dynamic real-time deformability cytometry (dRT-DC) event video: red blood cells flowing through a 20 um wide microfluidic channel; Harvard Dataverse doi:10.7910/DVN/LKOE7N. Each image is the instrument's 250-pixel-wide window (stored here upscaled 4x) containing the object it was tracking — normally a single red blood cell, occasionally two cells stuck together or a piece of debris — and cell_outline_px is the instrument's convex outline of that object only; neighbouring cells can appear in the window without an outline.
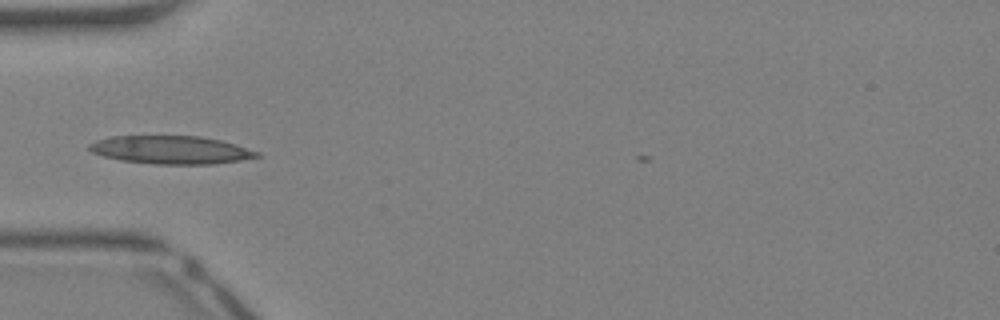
{"species": "Egyptian fruit bat (a non-hibernating species)", "species_latin": "Rousettus aegyptiacus", "temperature_condition": "warm", "stored_images_in_passage": 28, "camera_frame_rate_fps": 3000, "um_per_image_px": 0.085, "animal": {"sex": "female"}, "frame": {"image": 1, "passage_image": 1, "time_ms": 0.0, "image_size_px": [1000, 320], "cell_outline_px": [[264, 156], [240, 160], [212, 164], [156, 164], [120, 160], [104, 156], [92, 152], [88, 148], [88, 144], [96, 140], [112, 136], [200, 136], [220, 140], [236, 144], [260, 152]], "centroid_in_image_um": [14.56, 12.74], "position_along_channel_um": 70.4, "area_um2": 27.51}}
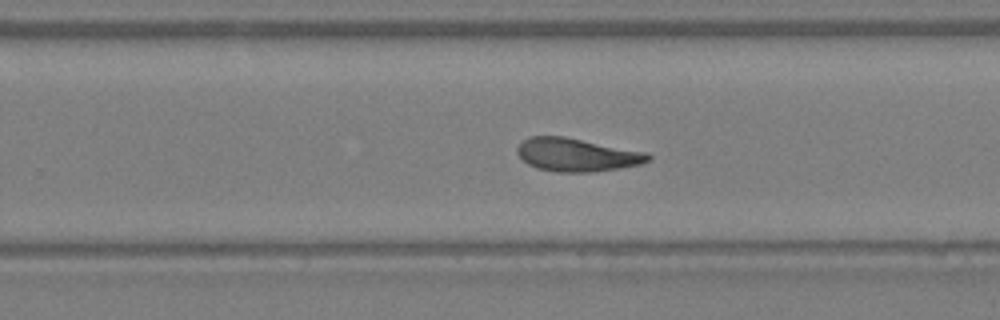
{"frame": {"image": 2, "passage_image": 14, "time_ms": 4.333, "image_size_px": [1000, 320], "cell_outline_px": [[652, 156], [648, 160], [640, 164], [620, 168], [592, 172], [556, 172], [536, 168], [528, 164], [516, 152], [516, 148], [528, 136], [564, 136], [648, 152]], "centroid_in_image_um": [49.03, 13.15], "position_along_channel_um": 280.8, "area_um2": 25.37}}
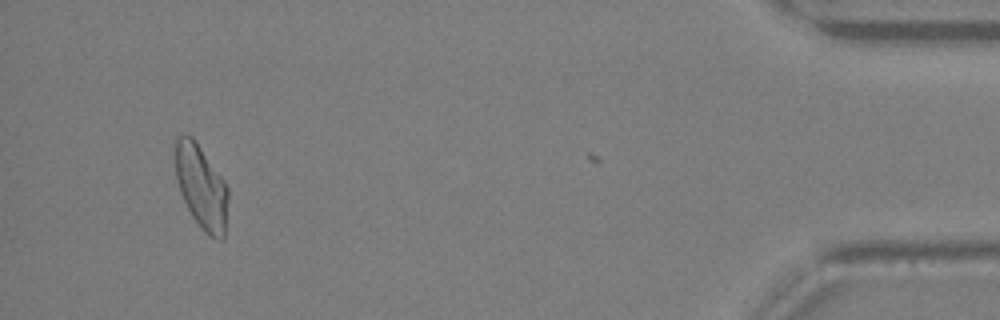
{"frame": {"image": 3, "passage_image": 27, "time_ms": 8.667, "image_size_px": [1000, 320], "cell_outline_px": [[228, 196], [224, 240], [220, 240], [208, 236], [200, 228], [192, 216], [180, 192], [176, 180], [176, 136], [184, 132], [192, 136], [224, 180], [228, 188]], "centroid_in_image_um": [17.11, 15.9], "position_along_channel_um": 418.1, "area_um2": 25.84}, "authors_computed_cell_mechanics": {"area_um2": 25.2297, "velocity_mm_per_s": 4.8483, "shape_relaxation_time_tau1_ms": null, "shape_relaxation_time_tau2_ms": 5.4482, "deformation_change_tau1": null, "deformation_change_tau2": 0.1357}}